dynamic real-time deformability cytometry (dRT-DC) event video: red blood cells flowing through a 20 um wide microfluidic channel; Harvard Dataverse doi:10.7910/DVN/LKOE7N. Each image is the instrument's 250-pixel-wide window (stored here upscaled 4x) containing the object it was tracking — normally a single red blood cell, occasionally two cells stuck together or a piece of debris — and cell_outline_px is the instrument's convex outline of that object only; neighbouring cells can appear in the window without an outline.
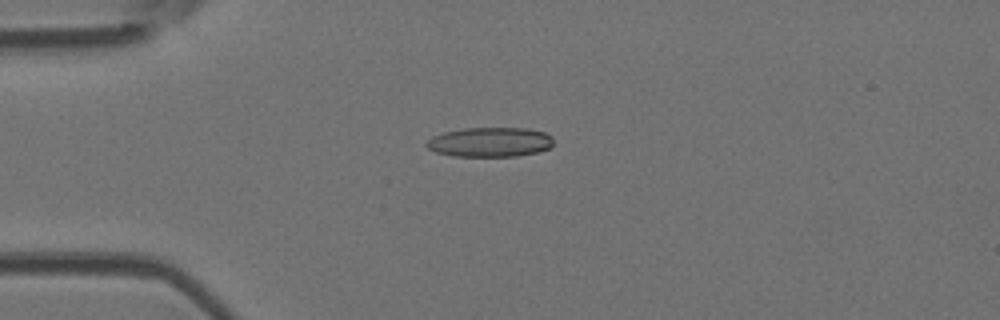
{"species": "Egyptian fruit bat (a non-hibernating species)", "species_latin": "Rousettus aegyptiacus", "temperature_condition": "room temperature", "stored_images_in_passage": 3, "camera_frame_rate_fps": 3000, "um_per_image_px": 0.085, "animal": {"sex": "female"}, "frame": {"image": 1, "passage_image": 2, "time_ms": 0.333, "image_size_px": [1000, 320], "cell_outline_px": [[552, 144], [548, 148], [536, 152], [516, 156], [452, 156], [436, 152], [428, 148], [424, 144], [432, 136], [444, 132], [464, 128], [528, 128], [544, 132], [552, 136]], "centroid_in_image_um": [41.62, 12.07], "position_along_channel_um": 43.4, "area_um2": 21.85}}